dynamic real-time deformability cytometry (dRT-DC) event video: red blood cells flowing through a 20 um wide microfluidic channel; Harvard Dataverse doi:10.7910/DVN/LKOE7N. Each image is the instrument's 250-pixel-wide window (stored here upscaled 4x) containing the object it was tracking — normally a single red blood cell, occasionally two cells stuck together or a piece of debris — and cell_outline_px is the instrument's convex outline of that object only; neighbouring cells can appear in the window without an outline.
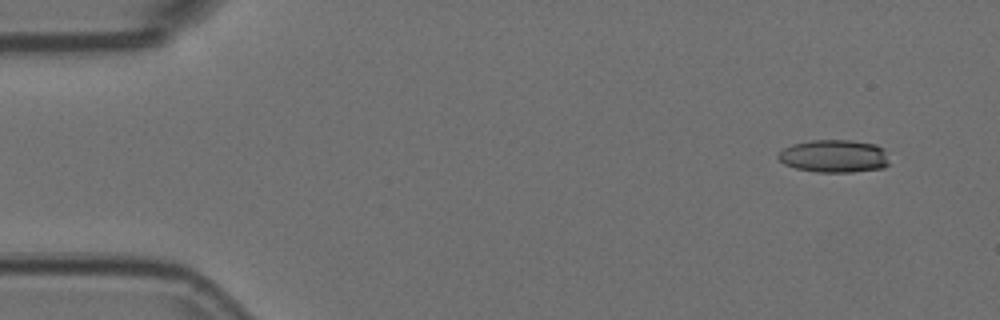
{"species": "Egyptian fruit bat (a non-hibernating species)", "species_latin": "Rousettus aegyptiacus", "temperature_condition": "room temperature", "stored_images_in_passage": 14, "camera_frame_rate_fps": 3000, "um_per_image_px": 0.085, "animal": {"sex": "female"}, "frame": {"image": 1, "passage_image": 1, "time_ms": 0.0, "image_size_px": [1000, 320], "cell_outline_px": [[888, 164], [884, 168], [852, 172], [816, 172], [796, 168], [784, 164], [776, 156], [784, 148], [792, 144], [812, 140], [852, 140], [876, 144], [884, 148], [888, 160]], "centroid_in_image_um": [70.91, 13.27], "position_along_channel_um": 14.1, "area_um2": 21.33}}
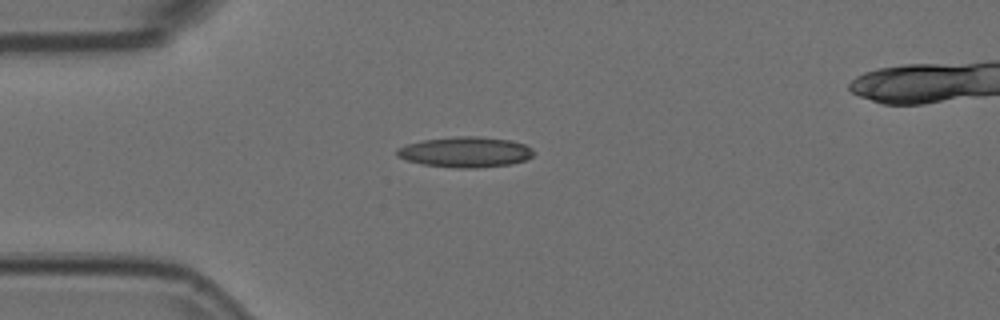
{"frame": {"image": 2, "passage_image": 11, "time_ms": 3.333, "image_size_px": [1000, 320], "cell_outline_px": [[536, 152], [532, 156], [524, 160], [512, 164], [476, 168], [456, 168], [424, 164], [404, 160], [396, 156], [396, 148], [420, 140], [460, 136], [476, 136], [512, 140], [524, 144], [532, 148]], "centroid_in_image_um": [39.55, 12.92], "position_along_channel_um": 45.4, "area_um2": 24.45}}